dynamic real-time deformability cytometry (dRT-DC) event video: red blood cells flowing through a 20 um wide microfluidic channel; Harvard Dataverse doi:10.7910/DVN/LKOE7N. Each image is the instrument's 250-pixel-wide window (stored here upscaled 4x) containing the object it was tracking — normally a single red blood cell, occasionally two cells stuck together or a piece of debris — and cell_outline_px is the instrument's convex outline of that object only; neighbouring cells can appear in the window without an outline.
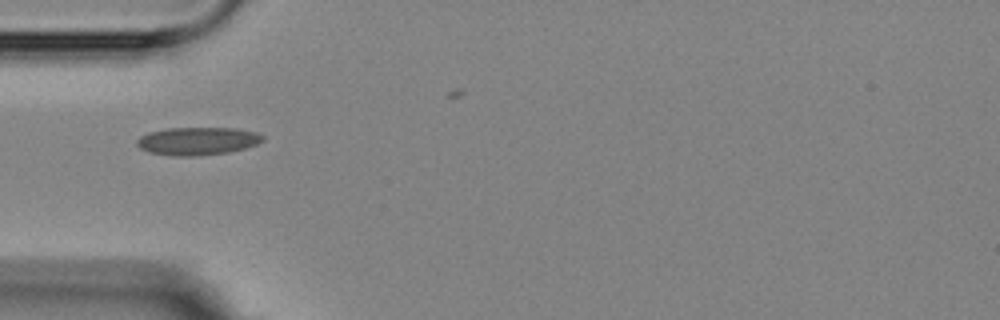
{"species": "Egyptian fruit bat (a non-hibernating species)", "species_latin": "Rousettus aegyptiacus", "temperature_condition": "room temperature", "stored_images_in_passage": 2, "camera_frame_rate_fps": 3000, "um_per_image_px": 0.085, "animal": {"sex": "female"}, "frame": {"image": 1, "passage_image": 1, "time_ms": 0.0, "image_size_px": [1000, 320], "cell_outline_px": [[264, 140], [256, 144], [244, 148], [228, 152], [196, 156], [172, 156], [148, 152], [140, 148], [136, 144], [136, 140], [140, 136], [148, 132], [168, 128], [236, 128], [256, 132], [264, 136]], "centroid_in_image_um": [16.76, 11.99], "position_along_channel_um": 68.2, "area_um2": 20.52}}